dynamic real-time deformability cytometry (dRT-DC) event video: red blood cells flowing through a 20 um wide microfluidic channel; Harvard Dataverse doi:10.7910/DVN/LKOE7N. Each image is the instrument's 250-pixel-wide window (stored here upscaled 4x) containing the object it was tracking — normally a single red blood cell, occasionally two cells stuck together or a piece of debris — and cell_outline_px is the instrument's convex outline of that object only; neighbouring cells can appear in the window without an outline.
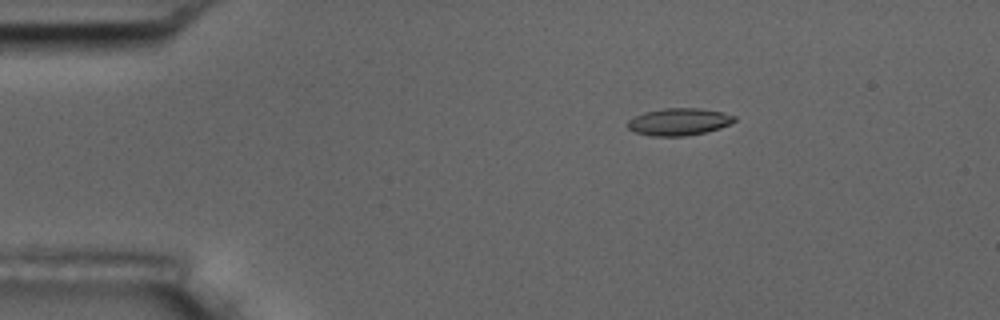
{"species": "common noctule bat (a hibernating species)", "species_latin": "Nyctalus noctula", "temperature_condition": "room temperature", "stored_images_in_passage": 5, "camera_frame_rate_fps": 3000, "um_per_image_px": 0.085, "animal": {"sex": "male", "body_mass_g": 17.5, "forearm_length_mm": 52.3}, "frame": {"image": 1, "passage_image": 3, "time_ms": 2.333, "image_size_px": [1000, 320], "cell_outline_px": [[736, 120], [720, 128], [704, 132], [684, 136], [652, 136], [636, 132], [628, 128], [628, 120], [644, 112], [664, 108], [700, 108], [720, 112], [736, 116]], "centroid_in_image_um": [57.7, 10.35], "position_along_channel_um": 27.3, "area_um2": 16.7}}